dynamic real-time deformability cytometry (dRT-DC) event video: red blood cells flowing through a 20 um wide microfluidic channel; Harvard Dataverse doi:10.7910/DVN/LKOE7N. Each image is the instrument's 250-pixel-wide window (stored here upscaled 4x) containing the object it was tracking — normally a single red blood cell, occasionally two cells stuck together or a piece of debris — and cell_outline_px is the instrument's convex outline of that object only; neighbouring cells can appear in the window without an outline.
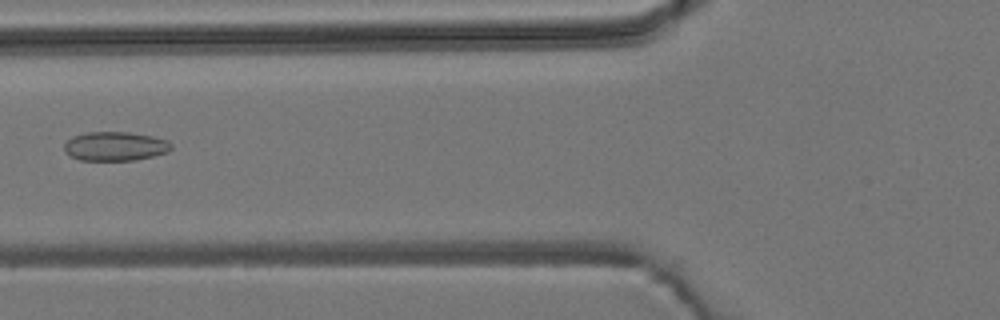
{"species": "common noctule bat (a hibernating species)", "species_latin": "Nyctalus noctula", "temperature_condition": "room temperature", "stored_images_in_passage": 5, "camera_frame_rate_fps": 3000, "um_per_image_px": 0.085, "animal": {"sex": "male", "body_mass_g": 19.2, "forearm_length_mm": 51.8}, "frame": {"image": 1, "passage_image": 4, "time_ms": 3.667, "image_size_px": [1000, 320], "cell_outline_px": [[172, 148], [168, 152], [136, 160], [80, 160], [68, 156], [64, 152], [64, 144], [72, 136], [88, 132], [128, 132], [152, 136], [168, 140], [172, 144]], "centroid_in_image_um": [9.77, 12.43], "position_along_channel_um": 116.0, "area_um2": 18.26}}
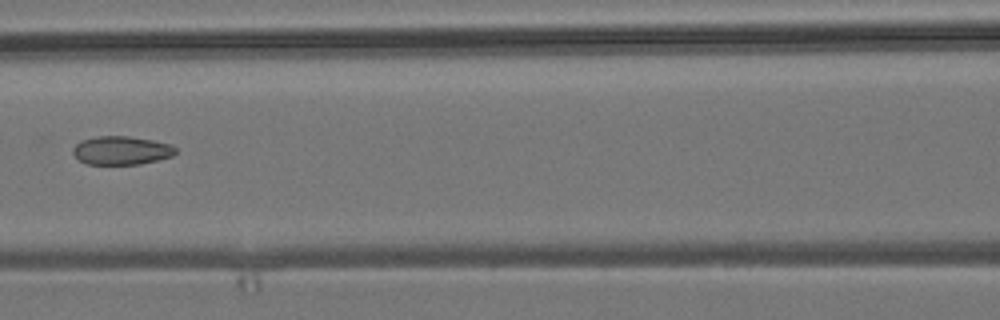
{"frame": {"image": 2, "passage_image": 5, "time_ms": 4.667, "image_size_px": [1000, 320], "cell_outline_px": [[176, 152], [172, 156], [140, 164], [88, 164], [80, 160], [72, 152], [72, 148], [80, 140], [96, 136], [128, 136], [152, 140], [172, 144], [176, 148]], "centroid_in_image_um": [10.31, 12.77], "position_along_channel_um": 156.3, "area_um2": 17.05}}